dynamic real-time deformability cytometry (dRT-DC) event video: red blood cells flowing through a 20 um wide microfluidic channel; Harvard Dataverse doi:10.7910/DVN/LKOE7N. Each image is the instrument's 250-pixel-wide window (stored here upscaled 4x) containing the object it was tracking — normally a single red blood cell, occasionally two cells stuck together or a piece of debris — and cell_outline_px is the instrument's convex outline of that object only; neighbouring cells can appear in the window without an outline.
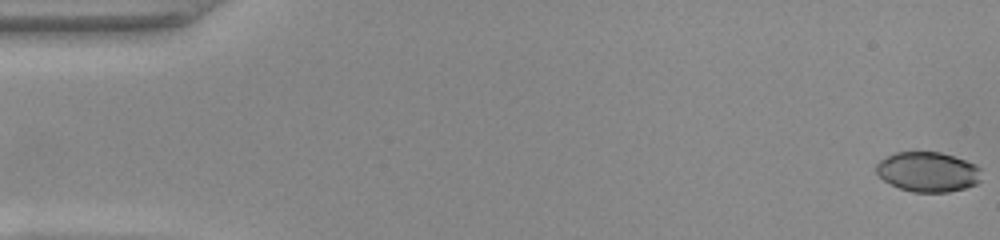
{"species": "common noctule bat (a hibernating species)", "species_latin": "Nyctalus noctula", "temperature_condition": "warm", "stored_images_in_passage": 52, "camera_frame_rate_fps": 3000, "um_per_image_px": 0.085, "animal": {"sex": "female", "body_mass_g": 22.0, "forearm_length_mm": 56.7}, "frame": {"image": 1, "passage_image": 1, "time_ms": 0.0, "image_size_px": [1000, 240], "cell_outline_px": [[980, 180], [976, 184], [964, 188], [948, 192], [912, 192], [900, 188], [884, 180], [876, 172], [876, 164], [880, 160], [896, 152], [940, 152], [976, 164], [980, 168]], "centroid_in_image_um": [78.87, 14.61], "position_along_channel_um": 6.1, "area_um2": 24.28}}
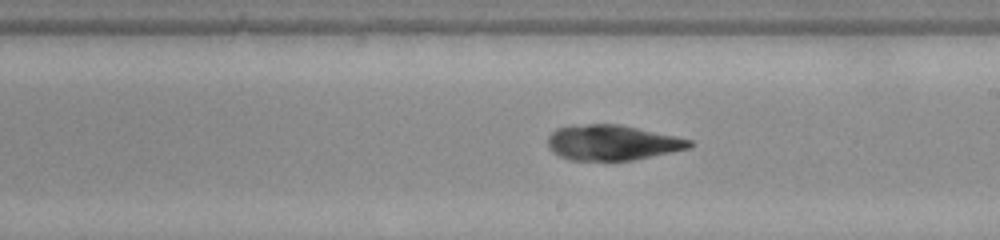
{"frame": {"image": 2, "passage_image": 30, "time_ms": 9.667, "image_size_px": [1000, 240], "cell_outline_px": [[696, 144], [692, 148], [632, 160], [568, 160], [552, 152], [548, 148], [548, 136], [556, 128], [572, 124], [620, 124], [676, 136], [692, 140]], "centroid_in_image_um": [52.05, 12.11], "position_along_channel_um": 237.0, "area_um2": 29.48}}
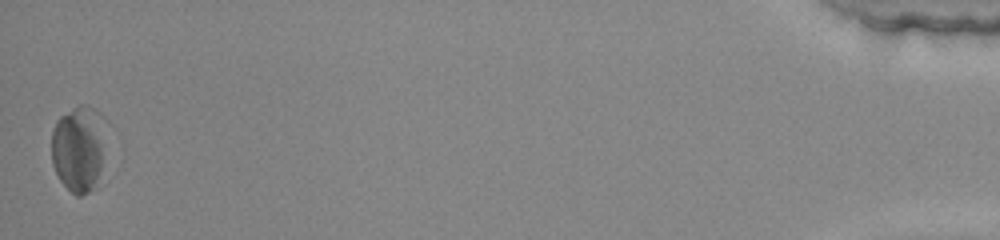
{"frame": {"image": 3, "passage_image": 52, "time_ms": 17.0, "image_size_px": [1000, 240], "cell_outline_px": [[104, 120], [100, 188], [80, 196], [76, 196], [60, 180], [52, 164], [52, 132], [56, 120], [60, 116], [80, 104], [84, 104], [96, 108], [104, 116]], "centroid_in_image_um": [6.7, 12.65], "position_along_channel_um": 428.5, "area_um2": 27.92}, "authors_computed_cell_mechanics": {"area_um2": 28.1486, "velocity_mm_per_s": 3.9297, "shape_relaxation_time_tau1_ms": 2.6081, "shape_relaxation_time_tau2_ms": 3.0303, "deformation_change_tau1": 0.1229, "deformation_change_tau2": 0.1107}}